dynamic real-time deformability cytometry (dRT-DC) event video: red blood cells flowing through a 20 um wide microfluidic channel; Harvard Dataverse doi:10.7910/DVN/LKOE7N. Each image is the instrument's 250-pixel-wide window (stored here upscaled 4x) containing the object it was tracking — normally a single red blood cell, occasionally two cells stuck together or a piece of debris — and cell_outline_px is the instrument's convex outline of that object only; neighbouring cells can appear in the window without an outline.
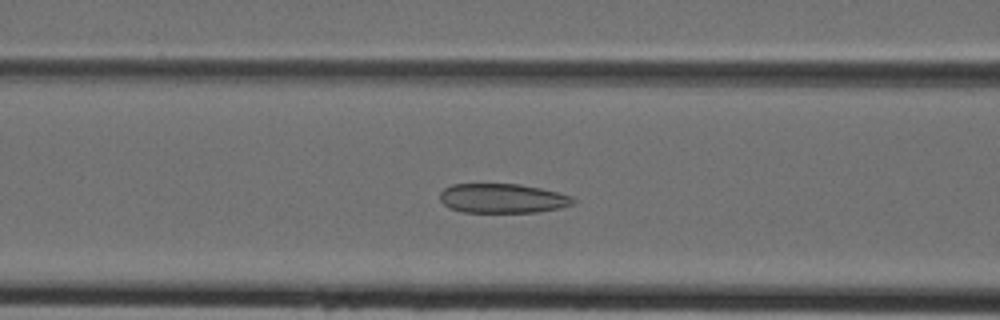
{"species": "Egyptian fruit bat (a non-hibernating species)", "species_latin": "Rousettus aegyptiacus", "temperature_condition": "cold", "stored_images_in_passage": 33, "camera_frame_rate_fps": 3000, "um_per_image_px": 0.085, "animal": {"sex": "female"}, "frame": {"image": 1, "passage_image": 9, "time_ms": 2.667, "image_size_px": [1000, 320], "cell_outline_px": [[576, 200], [572, 204], [560, 208], [536, 212], [464, 212], [448, 208], [440, 200], [440, 192], [444, 188], [452, 184], [520, 184], [540, 188], [572, 196]], "centroid_in_image_um": [42.69, 16.86], "position_along_channel_um": 123.9, "area_um2": 22.83}}
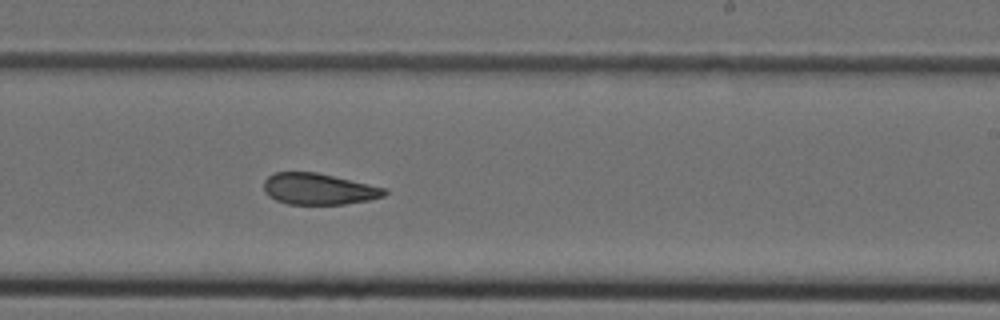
{"frame": {"image": 2, "passage_image": 18, "time_ms": 5.667, "image_size_px": [1000, 320], "cell_outline_px": [[388, 192], [384, 196], [368, 200], [344, 204], [288, 204], [276, 200], [268, 196], [264, 192], [264, 180], [272, 172], [316, 172], [388, 188]], "centroid_in_image_um": [27.08, 16.06], "position_along_channel_um": 261.9, "area_um2": 22.14}}
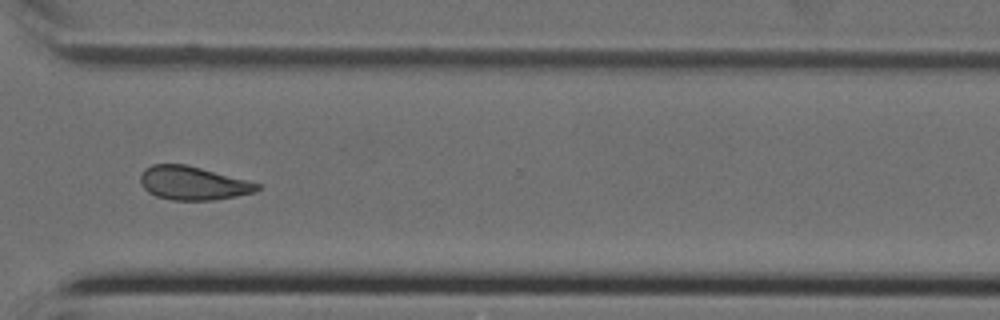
{"frame": {"image": 3, "passage_image": 24, "time_ms": 7.667, "image_size_px": [1000, 320], "cell_outline_px": [[260, 188], [256, 192], [236, 196], [212, 200], [172, 200], [156, 196], [148, 192], [140, 184], [140, 176], [144, 168], [152, 164], [184, 164], [248, 180], [260, 184]], "centroid_in_image_um": [16.38, 15.57], "position_along_channel_um": 354.2, "area_um2": 22.83}}